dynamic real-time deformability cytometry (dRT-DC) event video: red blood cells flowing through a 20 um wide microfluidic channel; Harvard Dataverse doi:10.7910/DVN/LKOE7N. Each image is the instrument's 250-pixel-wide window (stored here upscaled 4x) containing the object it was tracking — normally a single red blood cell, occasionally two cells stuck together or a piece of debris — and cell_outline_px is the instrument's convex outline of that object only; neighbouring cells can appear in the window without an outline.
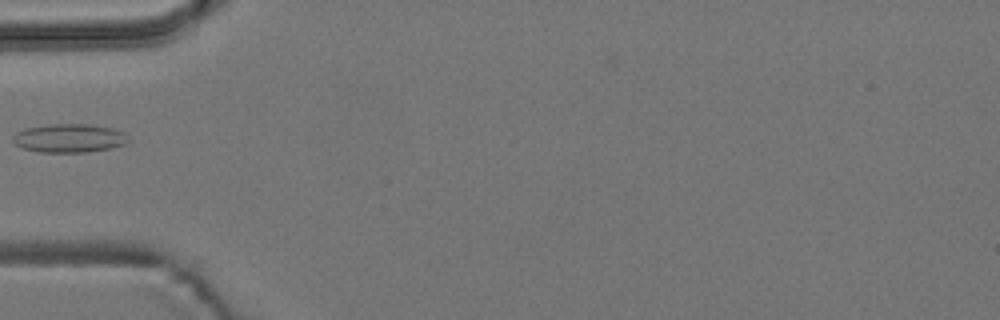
{"species": "common noctule bat (a hibernating species)", "species_latin": "Nyctalus noctula", "temperature_condition": "room temperature", "stored_images_in_passage": 4, "camera_frame_rate_fps": 3000, "um_per_image_px": 0.085, "animal": {"sex": "male", "body_mass_g": 19.2, "forearm_length_mm": 51.8}, "frame": {"image": 1, "passage_image": 4, "time_ms": 5.0, "image_size_px": [1000, 320], "cell_outline_px": [[132, 140], [124, 144], [108, 148], [88, 152], [40, 152], [24, 148], [16, 144], [12, 140], [12, 136], [16, 132], [24, 128], [48, 124], [88, 124], [112, 128], [124, 132]], "centroid_in_image_um": [5.89, 11.73], "position_along_channel_um": 79.1, "area_um2": 19.31}}